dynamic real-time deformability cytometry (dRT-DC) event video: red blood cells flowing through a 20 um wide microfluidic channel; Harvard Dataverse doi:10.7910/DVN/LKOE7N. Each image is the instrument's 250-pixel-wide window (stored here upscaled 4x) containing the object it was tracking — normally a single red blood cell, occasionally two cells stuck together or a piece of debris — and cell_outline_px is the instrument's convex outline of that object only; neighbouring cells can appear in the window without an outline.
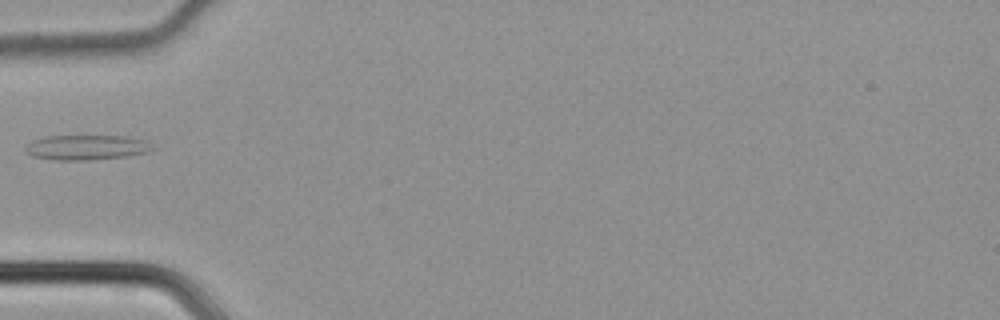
{"species": "common noctule bat (a hibernating species)", "species_latin": "Nyctalus noctula", "temperature_condition": "cold", "stored_images_in_passage": 31, "camera_frame_rate_fps": 3000, "um_per_image_px": 0.085, "animal": {"sex": "male", "body_mass_g": 21.5, "forearm_length_mm": 52.0}, "frame": {"image": 1, "passage_image": 1, "time_ms": 0.0, "image_size_px": [1000, 320], "cell_outline_px": [[152, 148], [144, 152], [124, 156], [88, 160], [56, 160], [32, 156], [24, 152], [24, 148], [32, 140], [48, 136], [124, 136], [144, 140]], "centroid_in_image_um": [7.23, 12.53], "position_along_channel_um": 77.8, "area_um2": 18.09}}
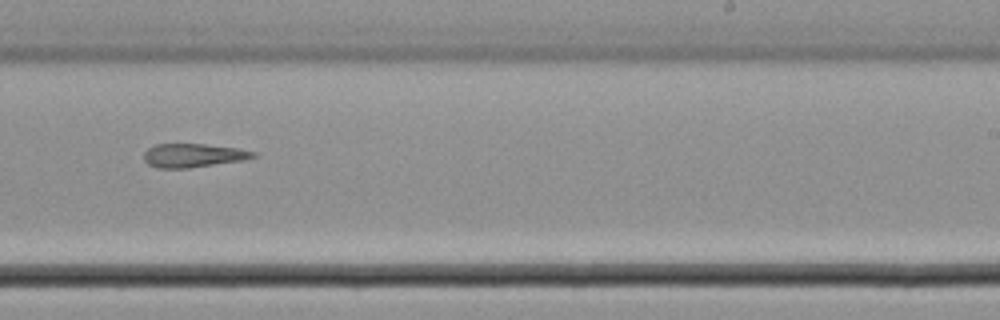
{"frame": {"image": 2, "passage_image": 14, "time_ms": 4.333, "image_size_px": [1000, 320], "cell_outline_px": [[256, 156], [244, 160], [188, 168], [156, 168], [148, 164], [144, 160], [144, 152], [148, 148], [156, 144], [204, 144], [236, 148], [256, 152]], "centroid_in_image_um": [16.39, 13.21], "position_along_channel_um": 272.6, "area_um2": 15.03}}
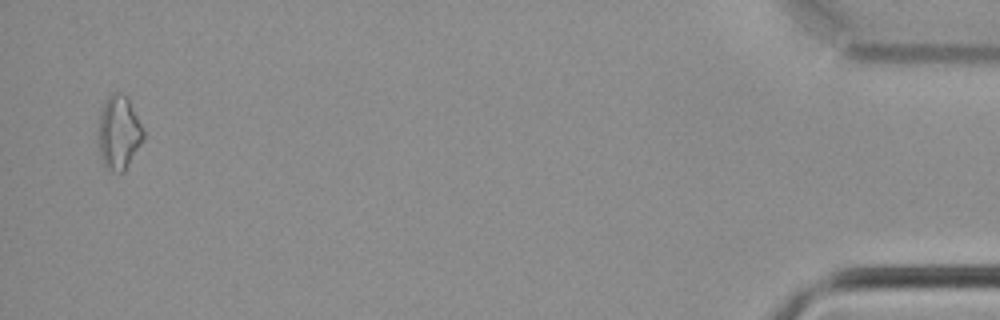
{"frame": {"image": 3, "passage_image": 30, "time_ms": 9.667, "image_size_px": [1000, 320], "cell_outline_px": [[144, 140], [124, 172], [112, 172], [104, 164], [100, 156], [100, 116], [104, 100], [112, 92], [116, 92], [128, 96], [144, 132]], "centroid_in_image_um": [10.13, 11.26], "position_along_channel_um": 425.1, "area_um2": 19.13}}